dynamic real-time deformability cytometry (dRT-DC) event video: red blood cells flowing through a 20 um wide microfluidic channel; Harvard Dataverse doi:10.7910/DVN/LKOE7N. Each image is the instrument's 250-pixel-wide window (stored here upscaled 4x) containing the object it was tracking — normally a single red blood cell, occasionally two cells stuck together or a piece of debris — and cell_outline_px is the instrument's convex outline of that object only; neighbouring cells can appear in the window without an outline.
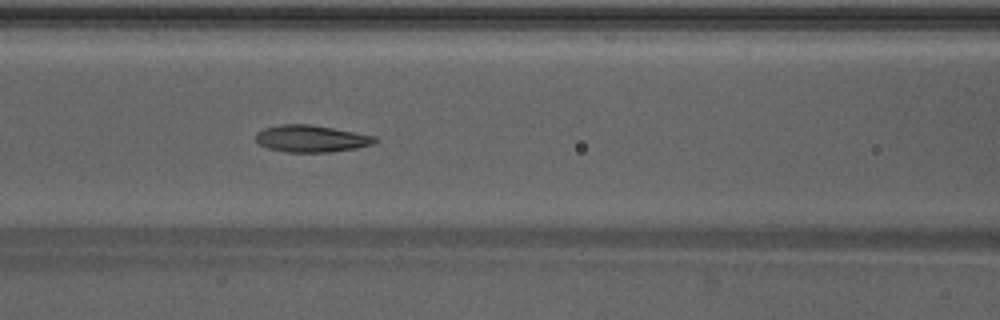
{"species": "Egyptian fruit bat (a non-hibernating species)", "species_latin": "Rousettus aegyptiacus", "temperature_condition": "warm", "stored_images_in_passage": 48, "camera_frame_rate_fps": 3000, "um_per_image_px": 0.085, "animal": {"sex": "male"}, "frame": {"image": 1, "passage_image": 21, "time_ms": 6.667, "image_size_px": [1000, 320], "cell_outline_px": [[380, 140], [372, 144], [356, 148], [332, 152], [284, 152], [268, 148], [260, 144], [256, 140], [256, 132], [264, 128], [280, 124], [312, 124], [376, 136]], "centroid_in_image_um": [26.47, 11.78], "position_along_channel_um": 140.1, "area_um2": 18.84}}
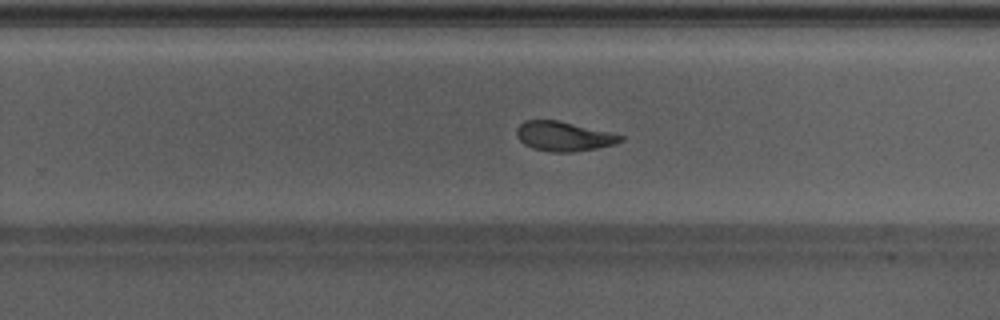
{"frame": {"image": 2, "passage_image": 31, "time_ms": 10.0, "image_size_px": [1000, 320], "cell_outline_px": [[624, 140], [612, 144], [596, 148], [572, 152], [552, 152], [532, 148], [524, 144], [516, 136], [516, 128], [524, 120], [560, 120], [624, 136]], "centroid_in_image_um": [47.86, 11.58], "position_along_channel_um": 281.9, "area_um2": 17.8}}
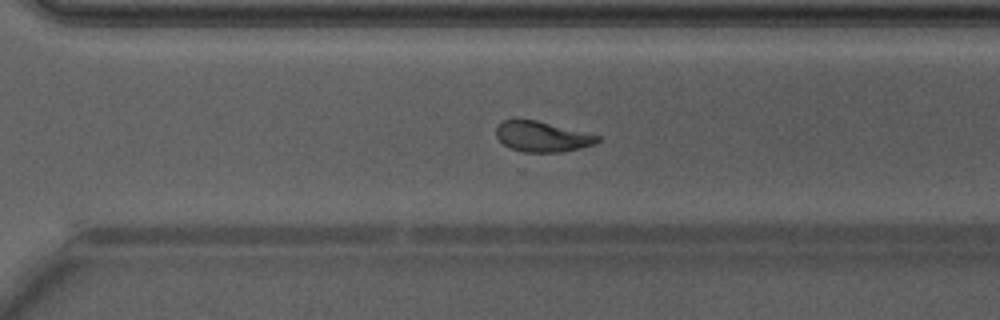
{"frame": {"image": 3, "passage_image": 34, "time_ms": 11.0, "image_size_px": [1000, 320], "cell_outline_px": [[600, 140], [592, 144], [580, 148], [560, 152], [524, 152], [512, 148], [504, 144], [496, 136], [496, 124], [504, 120], [536, 120], [600, 136]], "centroid_in_image_um": [46.05, 11.61], "position_along_channel_um": 324.5, "area_um2": 17.63}, "authors_computed_cell_mechanics": {"area_um2": 18.9584, "velocity_mm_per_s": 4.2641, "shape_relaxation_time_tau1_ms": 2.8358, "shape_relaxation_time_tau2_ms": 1.4724, "deformation_change_tau1": 0.1479, "deformation_change_tau2": 0.0769}}